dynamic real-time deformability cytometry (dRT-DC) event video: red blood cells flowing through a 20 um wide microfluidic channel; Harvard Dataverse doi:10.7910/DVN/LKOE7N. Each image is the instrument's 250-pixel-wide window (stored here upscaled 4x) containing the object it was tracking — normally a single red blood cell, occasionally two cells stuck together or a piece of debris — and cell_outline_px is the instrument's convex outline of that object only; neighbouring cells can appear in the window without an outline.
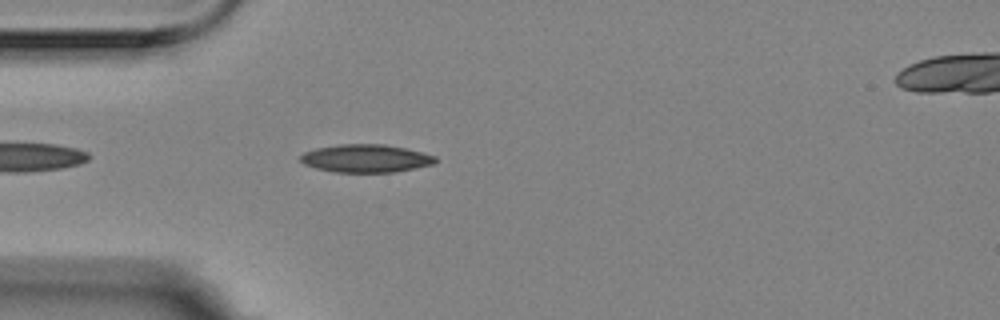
{"species": "Egyptian fruit bat (a non-hibernating species)", "species_latin": "Rousettus aegyptiacus", "temperature_condition": "room temperature", "stored_images_in_passage": 44, "camera_frame_rate_fps": 3000, "um_per_image_px": 0.085, "animal": {"sex": "female"}, "frame": {"image": 1, "passage_image": 4, "time_ms": 1.0, "image_size_px": [1000, 320], "cell_outline_px": [[436, 164], [396, 172], [336, 172], [316, 168], [304, 164], [300, 160], [300, 156], [304, 152], [316, 148], [340, 144], [384, 144], [404, 148], [436, 156]], "centroid_in_image_um": [31.11, 13.47], "position_along_channel_um": 53.9, "area_um2": 21.96}}
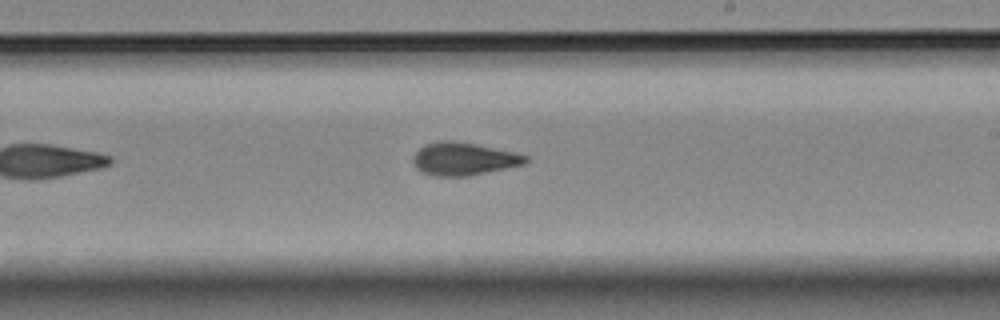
{"frame": {"image": 2, "passage_image": 21, "time_ms": 6.667, "image_size_px": [1000, 320], "cell_outline_px": [[528, 160], [524, 164], [468, 176], [432, 176], [416, 168], [412, 160], [412, 156], [424, 144], [440, 140], [456, 140], [476, 144], [512, 152], [528, 156]], "centroid_in_image_um": [39.36, 13.49], "position_along_channel_um": 249.6, "area_um2": 21.44}}
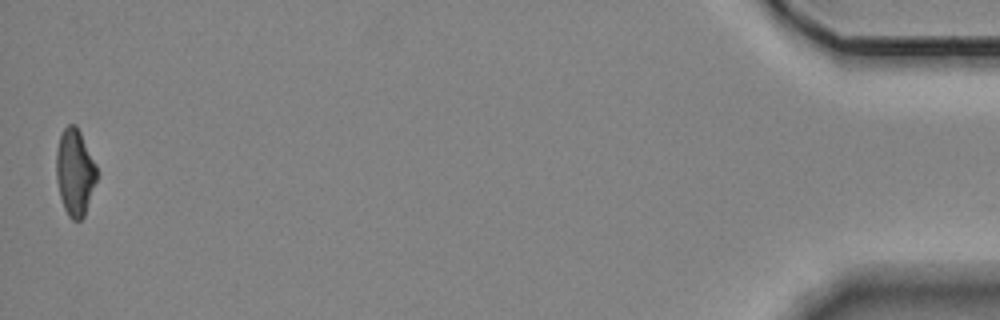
{"frame": {"image": 3, "passage_image": 44, "time_ms": 14.333, "image_size_px": [1000, 320], "cell_outline_px": [[96, 180], [84, 216], [80, 220], [72, 220], [68, 216], [64, 208], [60, 196], [56, 180], [56, 152], [60, 136], [64, 128], [68, 124], [76, 124], [96, 164]], "centroid_in_image_um": [6.35, 14.64], "position_along_channel_um": 428.9, "area_um2": 20.29}, "authors_computed_cell_mechanics": {"area_um2": 21.0392, "velocity_mm_per_s": 3.5463, "shape_relaxation_time_tau1_ms": 5.9637, "shape_relaxation_time_tau2_ms": 2.6534, "deformation_change_tau1": 0.1716, "deformation_change_tau2": 0.0969}}